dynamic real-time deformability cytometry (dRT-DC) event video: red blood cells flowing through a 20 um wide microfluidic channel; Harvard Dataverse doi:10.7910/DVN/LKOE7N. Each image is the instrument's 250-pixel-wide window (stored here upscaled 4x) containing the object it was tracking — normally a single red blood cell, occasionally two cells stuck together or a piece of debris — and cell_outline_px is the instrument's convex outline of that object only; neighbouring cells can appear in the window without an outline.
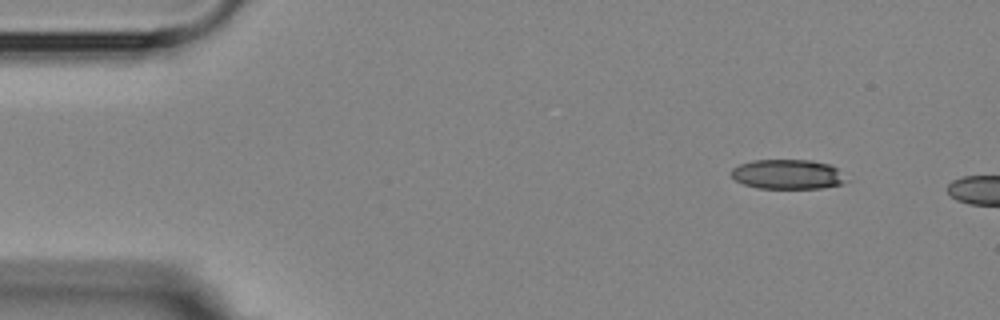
{"species": "Egyptian fruit bat (a non-hibernating species)", "species_latin": "Rousettus aegyptiacus", "temperature_condition": "room temperature", "stored_images_in_passage": 3, "segment_of_instrument_passage": [2, 2], "camera_frame_rate_fps": 3000, "um_per_image_px": 0.085, "animal": {"sex": "female"}, "frame": {"image": 1, "passage_image": 3, "time_ms": 3.0, "image_size_px": [1000, 320], "cell_outline_px": [[848, 180], [840, 184], [820, 188], [756, 188], [744, 184], [736, 180], [728, 172], [732, 168], [740, 164], [752, 160], [812, 160], [828, 164], [836, 168]], "centroid_in_image_um": [66.91, 14.81], "position_along_channel_um": 18.1, "area_um2": 19.83}}